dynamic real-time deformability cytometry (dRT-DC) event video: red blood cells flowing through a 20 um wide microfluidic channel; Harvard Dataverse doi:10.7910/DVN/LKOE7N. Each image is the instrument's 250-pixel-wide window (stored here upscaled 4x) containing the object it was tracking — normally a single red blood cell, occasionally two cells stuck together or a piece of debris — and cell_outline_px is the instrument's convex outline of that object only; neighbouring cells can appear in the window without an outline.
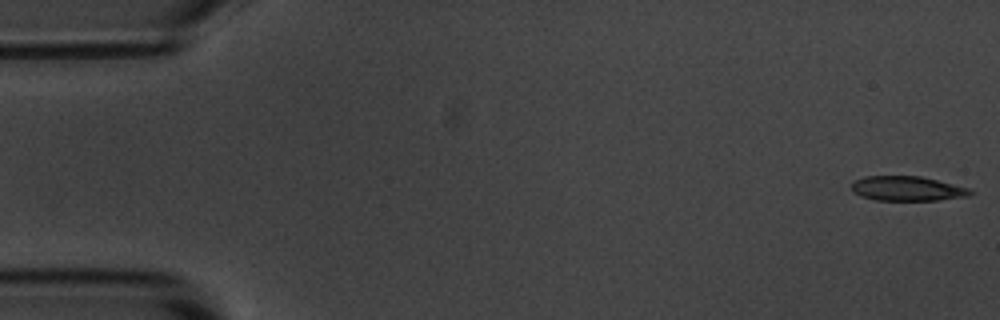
{"species": "common noctule bat (a hibernating species)", "species_latin": "Nyctalus noctula", "temperature_condition": "room temperature", "stored_images_in_passage": 5, "segment_of_instrument_passage": [1, 2], "camera_frame_rate_fps": 3000, "um_per_image_px": 0.085, "animal": {"sex": "male", "body_mass_g": 20.1, "forearm_length_mm": 53.5}, "frame": {"image": 1, "passage_image": 1, "time_ms": 0.0, "image_size_px": [1000, 320], "cell_outline_px": [[976, 192], [968, 196], [940, 200], [876, 200], [860, 196], [852, 192], [852, 184], [856, 180], [864, 176], [920, 176], [968, 188]], "centroid_in_image_um": [77.11, 16.03], "position_along_channel_um": 7.9, "area_um2": 16.99}}
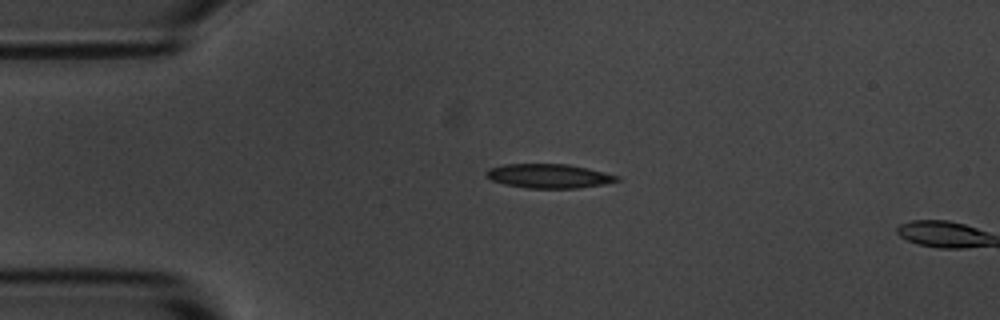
{"frame": {"image": 2, "passage_image": 4, "time_ms": 3.667, "image_size_px": [1000, 320], "cell_outline_px": [[620, 180], [604, 184], [580, 188], [528, 188], [504, 184], [492, 180], [484, 176], [484, 172], [488, 168], [504, 164], [568, 164], [588, 168], [620, 176]], "centroid_in_image_um": [46.63, 14.96], "position_along_channel_um": 38.4, "area_um2": 18.55}}